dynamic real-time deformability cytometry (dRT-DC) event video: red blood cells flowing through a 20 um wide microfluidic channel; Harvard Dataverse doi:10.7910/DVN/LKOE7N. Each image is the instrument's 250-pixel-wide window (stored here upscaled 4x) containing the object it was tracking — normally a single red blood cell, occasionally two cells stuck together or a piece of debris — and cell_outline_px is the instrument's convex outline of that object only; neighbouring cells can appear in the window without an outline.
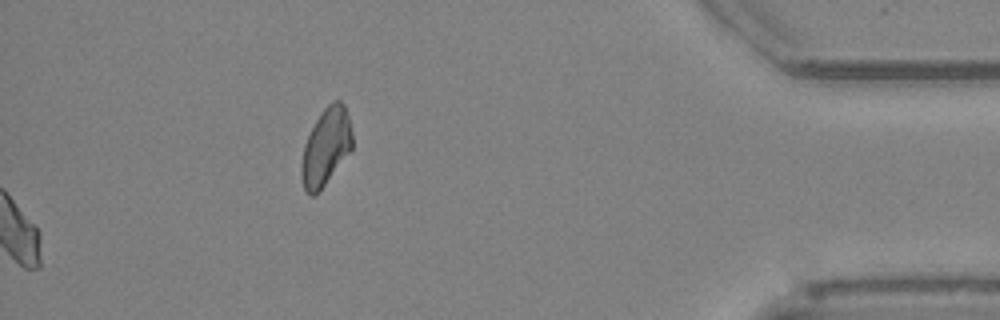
{"species": "Egyptian fruit bat (a non-hibernating species)", "species_latin": "Rousettus aegyptiacus", "temperature_condition": "cold", "stored_images_in_passage": 43, "camera_frame_rate_fps": 3000, "um_per_image_px": 0.085, "animal": {"sex": "female"}, "frame": {"image": 1, "passage_image": 43, "time_ms": 14.0, "image_size_px": [1000, 320], "cell_outline_px": [[352, 148], [324, 184], [312, 196], [304, 188], [300, 172], [300, 168], [304, 144], [320, 112], [332, 100], [340, 100], [344, 104], [348, 116], [352, 132]], "centroid_in_image_um": [27.69, 12.42], "position_along_channel_um": 407.5, "area_um2": 22.37}}